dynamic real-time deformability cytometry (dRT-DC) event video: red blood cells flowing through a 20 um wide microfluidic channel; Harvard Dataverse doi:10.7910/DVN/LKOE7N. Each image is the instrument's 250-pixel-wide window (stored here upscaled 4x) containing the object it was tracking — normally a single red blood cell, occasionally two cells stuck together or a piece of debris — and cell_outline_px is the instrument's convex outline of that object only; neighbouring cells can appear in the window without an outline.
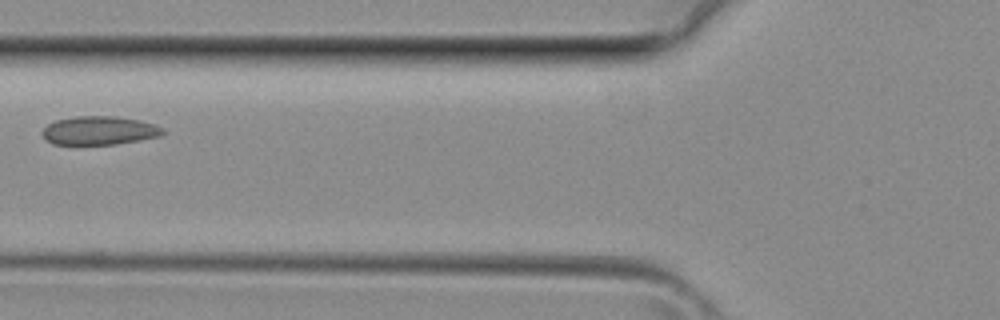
{"species": "common noctule bat (a hibernating species)", "species_latin": "Nyctalus noctula", "temperature_condition": "room temperature", "stored_images_in_passage": 26, "camera_frame_rate_fps": 3000, "um_per_image_px": 0.085, "animal": {"sex": "female", "body_mass_g": 29.2, "forearm_length_mm": 56.3}, "frame": {"image": 1, "passage_image": 4, "time_ms": 1.0, "image_size_px": [1000, 320], "cell_outline_px": [[164, 132], [160, 136], [140, 140], [116, 144], [52, 144], [44, 140], [40, 132], [48, 124], [56, 120], [76, 116], [116, 116], [140, 120], [156, 124], [164, 128]], "centroid_in_image_um": [8.43, 11.09], "position_along_channel_um": 117.4, "area_um2": 20.29}}
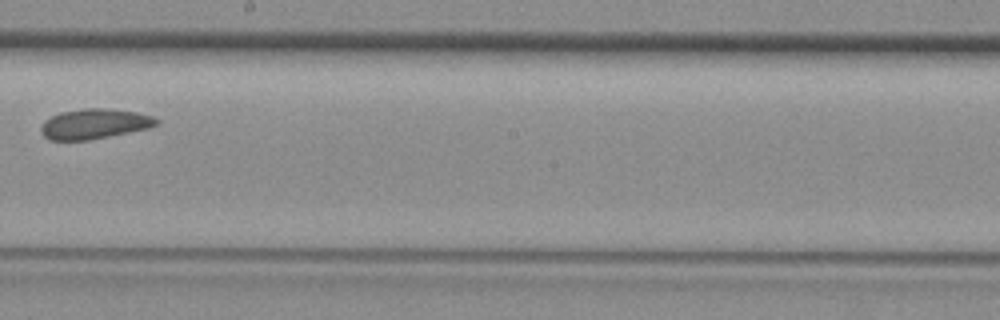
{"frame": {"image": 2, "passage_image": 11, "time_ms": 3.333, "image_size_px": [1000, 320], "cell_outline_px": [[160, 124], [148, 128], [88, 140], [48, 140], [40, 132], [40, 128], [44, 120], [60, 112], [84, 108], [108, 108], [136, 112], [152, 116], [160, 120]], "centroid_in_image_um": [8.01, 10.52], "position_along_channel_um": 240.2, "area_um2": 20.29}}
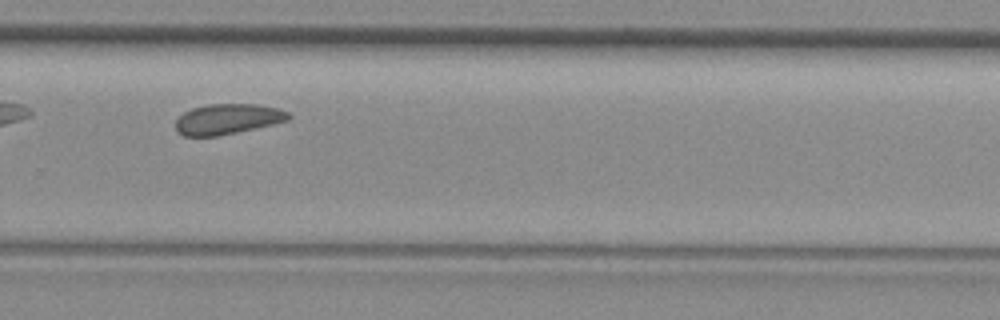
{"frame": {"image": 3, "passage_image": 15, "time_ms": 4.667, "image_size_px": [1000, 320], "cell_outline_px": [[292, 116], [288, 120], [272, 124], [236, 132], [216, 136], [184, 136], [176, 132], [176, 120], [184, 112], [192, 108], [208, 104], [256, 104], [280, 108], [288, 112]], "centroid_in_image_um": [19.34, 10.11], "position_along_channel_um": 310.5, "area_um2": 19.94}}